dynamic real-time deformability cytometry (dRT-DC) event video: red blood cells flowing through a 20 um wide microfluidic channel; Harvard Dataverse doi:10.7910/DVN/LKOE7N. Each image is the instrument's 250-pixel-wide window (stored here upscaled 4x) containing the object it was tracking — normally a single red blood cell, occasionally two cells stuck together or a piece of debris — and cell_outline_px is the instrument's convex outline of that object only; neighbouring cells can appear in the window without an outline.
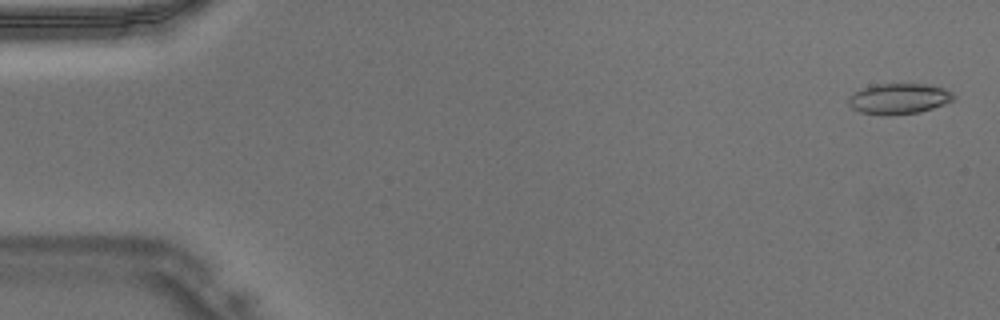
{"species": "Egyptian fruit bat (a non-hibernating species)", "species_latin": "Rousettus aegyptiacus", "temperature_condition": "warm", "stored_images_in_passage": 47, "camera_frame_rate_fps": 3000, "um_per_image_px": 0.085, "animal": {"sex": "male"}, "frame": {"image": 1, "passage_image": 2, "time_ms": 0.333, "image_size_px": [1000, 320], "cell_outline_px": [[956, 96], [952, 100], [944, 104], [920, 112], [884, 116], [860, 112], [852, 108], [848, 104], [848, 96], [864, 88], [876, 84], [928, 84], [944, 88], [952, 92]], "centroid_in_image_um": [76.4, 8.4], "position_along_channel_um": 8.6, "area_um2": 18.79}}
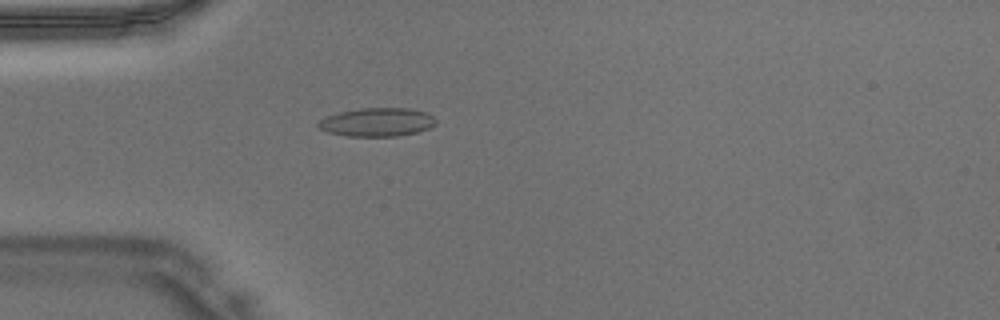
{"frame": {"image": 2, "passage_image": 14, "time_ms": 4.333, "image_size_px": [1000, 320], "cell_outline_px": [[436, 124], [428, 128], [416, 132], [396, 136], [348, 136], [328, 132], [320, 128], [316, 124], [320, 120], [328, 116], [340, 112], [360, 108], [408, 108], [428, 112], [436, 120]], "centroid_in_image_um": [32.07, 10.37], "position_along_channel_um": 52.9, "area_um2": 19.42}}
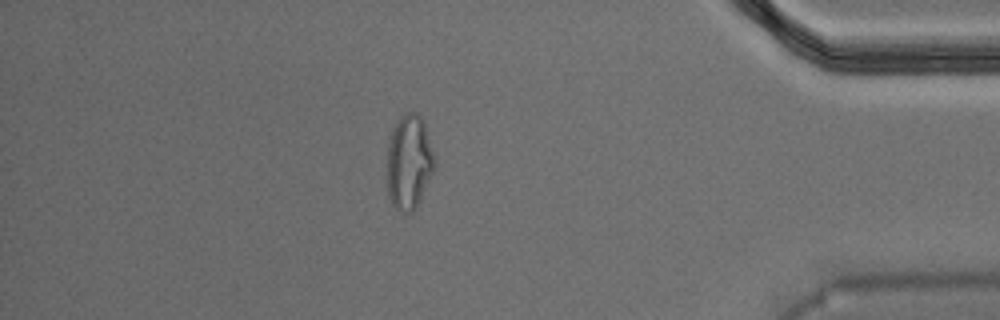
{"frame": {"image": 3, "passage_image": 41, "time_ms": 13.333, "image_size_px": [1000, 320], "cell_outline_px": [[436, 164], [420, 200], [416, 208], [412, 212], [400, 212], [392, 204], [388, 196], [388, 144], [392, 132], [400, 116], [408, 112], [416, 112], [420, 116], [424, 124], [436, 160]], "centroid_in_image_um": [34.78, 13.8], "position_along_channel_um": 400.4, "area_um2": 25.89}}